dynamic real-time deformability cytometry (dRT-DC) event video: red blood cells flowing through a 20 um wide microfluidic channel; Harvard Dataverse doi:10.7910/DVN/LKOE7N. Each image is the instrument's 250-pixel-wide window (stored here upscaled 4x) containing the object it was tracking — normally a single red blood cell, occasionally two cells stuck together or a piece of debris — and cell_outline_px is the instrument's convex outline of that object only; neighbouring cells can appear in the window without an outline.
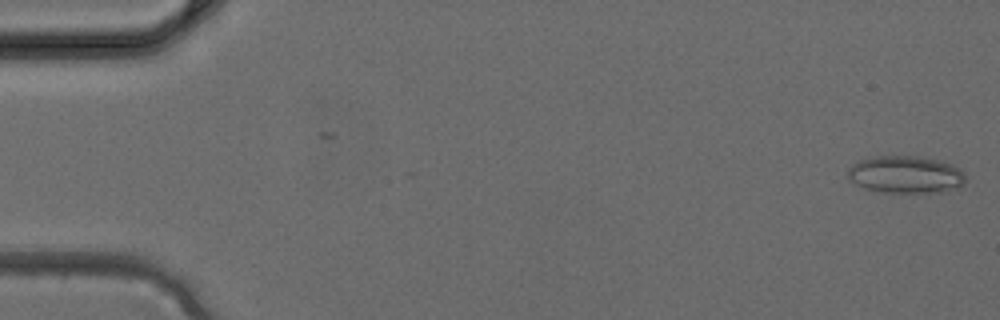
{"species": "common noctule bat (a hibernating species)", "species_latin": "Nyctalus noctula", "temperature_condition": "cold", "stored_images_in_passage": 4, "camera_frame_rate_fps": 3000, "um_per_image_px": 0.085, "animal": {"sex": "female", "body_mass_g": 24.6, "forearm_length_mm": 56.2}, "frame": {"image": 1, "passage_image": 1, "time_ms": 0.0, "image_size_px": [1000, 320], "cell_outline_px": [[964, 184], [956, 188], [940, 192], [884, 192], [864, 188], [848, 180], [848, 168], [856, 160], [876, 156], [916, 156], [940, 160], [960, 168], [964, 176]], "centroid_in_image_um": [76.94, 14.83], "position_along_channel_um": 8.1, "area_um2": 25.66}}